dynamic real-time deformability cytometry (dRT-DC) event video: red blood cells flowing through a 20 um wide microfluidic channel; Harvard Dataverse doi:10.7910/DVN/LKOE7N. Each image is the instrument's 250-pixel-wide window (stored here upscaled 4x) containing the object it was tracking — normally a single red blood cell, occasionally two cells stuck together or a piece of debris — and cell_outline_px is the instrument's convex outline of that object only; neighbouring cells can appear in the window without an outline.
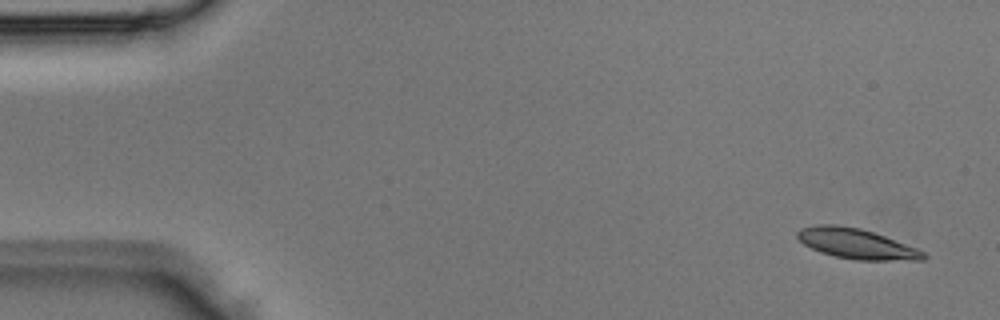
{"species": "Egyptian fruit bat (a non-hibernating species)", "species_latin": "Rousettus aegyptiacus", "temperature_condition": "room temperature", "stored_images_in_passage": 3, "camera_frame_rate_fps": 3000, "um_per_image_px": 0.085, "animal": {"sex": "male"}, "frame": {"image": 1, "passage_image": 1, "time_ms": 0.0, "image_size_px": [1000, 320], "cell_outline_px": [[928, 256], [924, 260], [856, 260], [836, 256], [820, 252], [804, 244], [796, 236], [796, 232], [800, 228], [816, 224], [836, 224], [860, 228], [884, 236], [916, 248], [924, 252]], "centroid_in_image_um": [72.77, 20.71], "position_along_channel_um": 12.2, "area_um2": 22.08}}